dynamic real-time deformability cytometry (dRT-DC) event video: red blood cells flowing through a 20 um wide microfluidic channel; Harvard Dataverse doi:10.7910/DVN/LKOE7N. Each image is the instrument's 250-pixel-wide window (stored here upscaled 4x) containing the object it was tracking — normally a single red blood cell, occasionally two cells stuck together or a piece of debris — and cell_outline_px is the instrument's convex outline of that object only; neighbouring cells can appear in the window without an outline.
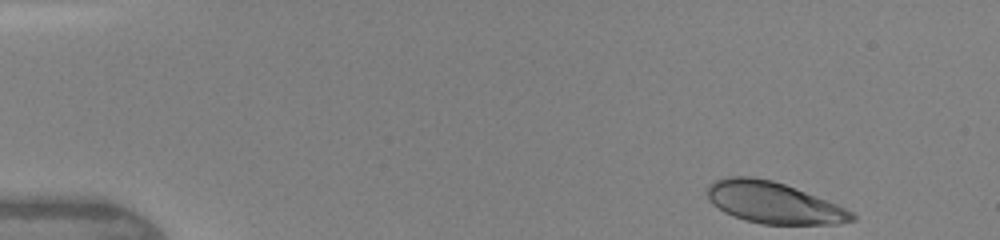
{"species": "human", "species_latin": "Homo sapiens", "temperature_condition": "warm", "stored_images_in_passage": 38, "camera_frame_rate_fps": 3000, "um_per_image_px": 0.085, "donor": {"sex": "female"}, "frame": {"image": 1, "passage_image": 1, "time_ms": 0.0, "image_size_px": [1000, 240], "cell_outline_px": [[856, 220], [840, 224], [760, 224], [744, 220], [732, 216], [724, 212], [712, 204], [708, 200], [708, 184], [716, 180], [728, 176], [752, 176], [772, 180], [784, 184], [836, 204], [852, 212], [856, 216]], "centroid_in_image_um": [65.72, 17.23], "position_along_channel_um": 19.3, "area_um2": 34.85}}
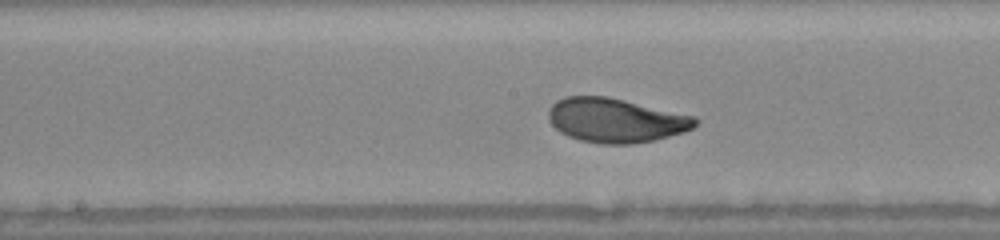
{"frame": {"image": 2, "passage_image": 21, "time_ms": 6.667, "image_size_px": [1000, 240], "cell_outline_px": [[700, 120], [692, 128], [684, 132], [656, 140], [632, 144], [600, 144], [580, 140], [568, 136], [560, 132], [552, 124], [548, 116], [548, 112], [552, 104], [556, 100], [564, 96], [608, 96], [696, 116]], "centroid_in_image_um": [52.35, 10.22], "position_along_channel_um": 195.8, "area_um2": 38.15}}
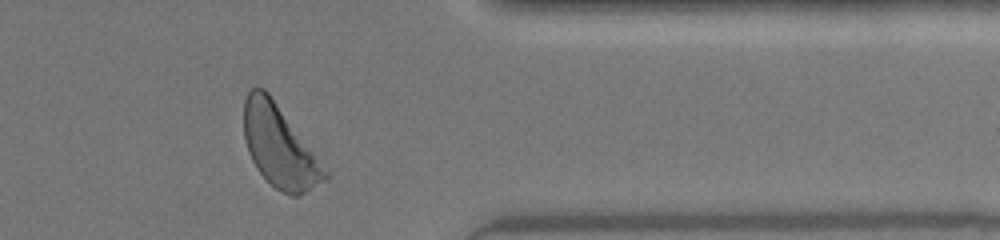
{"frame": {"image": 3, "passage_image": 35, "time_ms": 11.333, "image_size_px": [1000, 240], "cell_outline_px": [[332, 176], [328, 180], [300, 196], [292, 196], [280, 192], [256, 168], [248, 152], [244, 140], [244, 100], [248, 92], [252, 88], [264, 88], [268, 92]], "centroid_in_image_um": [23.77, 12.49], "position_along_channel_um": 387.6, "area_um2": 38.44}, "authors_computed_cell_mechanics": {"area_um2": 37.1365, "velocity_mm_per_s": 4.3212, "shape_relaxation_time_tau1_ms": 2.5335, "shape_relaxation_time_tau2_ms": null, "deformation_change_tau1": 0.1562, "deformation_change_tau2": null}}